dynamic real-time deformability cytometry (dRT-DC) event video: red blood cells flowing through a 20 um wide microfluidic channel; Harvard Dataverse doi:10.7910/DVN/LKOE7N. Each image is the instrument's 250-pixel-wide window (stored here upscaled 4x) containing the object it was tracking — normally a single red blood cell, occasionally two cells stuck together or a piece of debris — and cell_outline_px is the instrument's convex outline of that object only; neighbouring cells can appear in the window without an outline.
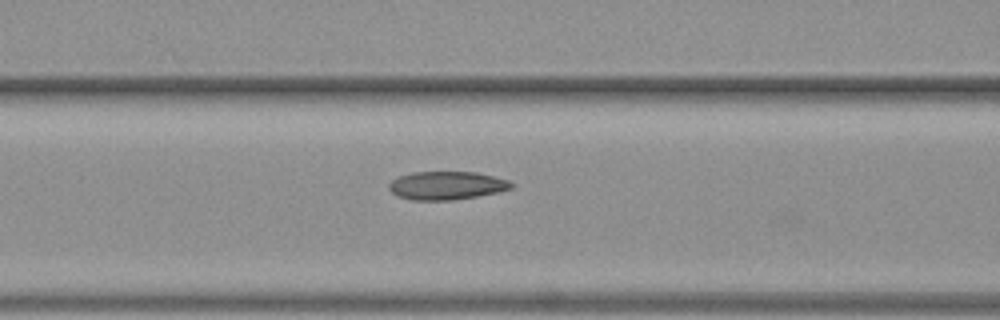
{"species": "common noctule bat (a hibernating species)", "species_latin": "Nyctalus noctula", "temperature_condition": "warm", "stored_images_in_passage": 19, "camera_frame_rate_fps": 3000, "um_per_image_px": 0.085, "animal": {"sex": "female", "body_mass_g": 19.3, "forearm_length_mm": 54.1}, "frame": {"image": 1, "passage_image": 9, "time_ms": 2.667, "image_size_px": [1000, 320], "cell_outline_px": [[512, 188], [500, 192], [452, 200], [412, 200], [396, 196], [388, 188], [388, 184], [392, 180], [400, 176], [412, 172], [476, 172], [508, 180], [512, 184]], "centroid_in_image_um": [37.93, 15.77], "position_along_channel_um": 128.7, "area_um2": 20.11}}
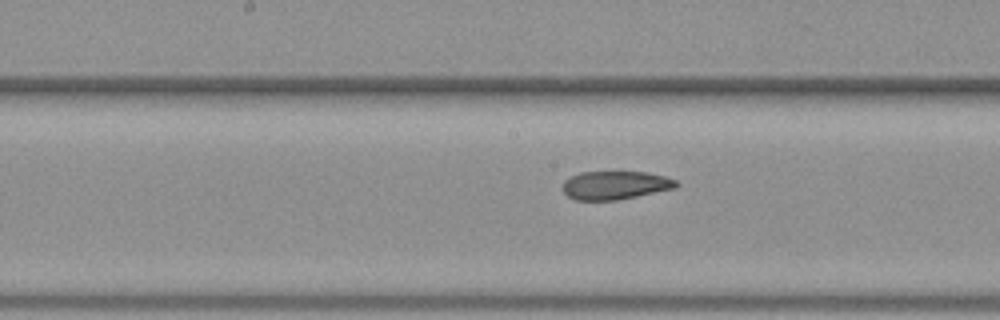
{"frame": {"image": 2, "passage_image": 14, "time_ms": 4.333, "image_size_px": [1000, 320], "cell_outline_px": [[680, 184], [676, 188], [616, 200], [576, 200], [568, 196], [564, 192], [564, 180], [580, 172], [648, 172], [664, 176], [676, 180]], "centroid_in_image_um": [52.32, 15.74], "position_along_channel_um": 195.9, "area_um2": 18.67}}